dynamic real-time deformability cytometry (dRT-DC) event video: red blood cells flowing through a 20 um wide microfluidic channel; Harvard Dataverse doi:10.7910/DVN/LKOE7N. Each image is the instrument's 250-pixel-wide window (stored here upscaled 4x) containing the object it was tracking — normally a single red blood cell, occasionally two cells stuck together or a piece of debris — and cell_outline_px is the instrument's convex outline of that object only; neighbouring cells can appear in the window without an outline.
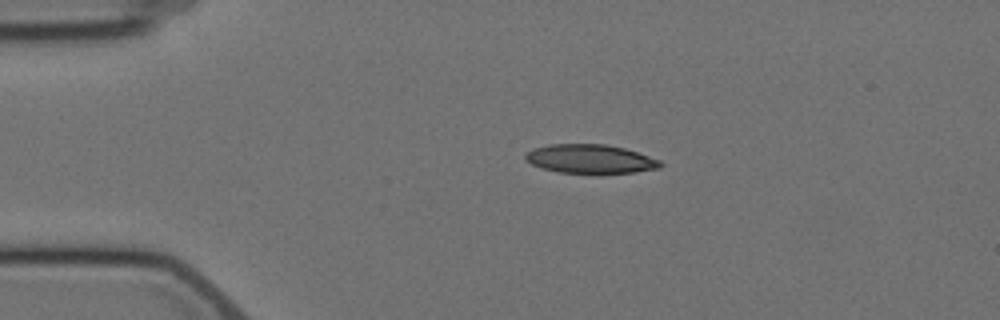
{"species": "Egyptian fruit bat (a non-hibernating species)", "species_latin": "Rousettus aegyptiacus", "temperature_condition": "cold", "stored_images_in_passage": 4, "camera_frame_rate_fps": 3000, "um_per_image_px": 0.085, "animal": {"sex": "female"}, "frame": {"image": 1, "passage_image": 4, "time_ms": 3.667, "image_size_px": [1000, 320], "cell_outline_px": [[664, 164], [660, 168], [632, 172], [556, 172], [540, 168], [524, 160], [524, 156], [532, 148], [548, 144], [604, 144], [624, 148], [660, 160]], "centroid_in_image_um": [50.12, 13.49], "position_along_channel_um": 34.9, "area_um2": 22.48}}